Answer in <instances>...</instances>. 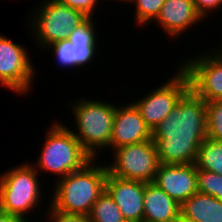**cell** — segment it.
Listing matches in <instances>:
<instances>
[{"instance_id":"10","label":"cell","mask_w":222,"mask_h":222,"mask_svg":"<svg viewBox=\"0 0 222 222\" xmlns=\"http://www.w3.org/2000/svg\"><path fill=\"white\" fill-rule=\"evenodd\" d=\"M214 50L186 59L179 66L189 79L190 89L206 103L222 100V56Z\"/></svg>"},{"instance_id":"29","label":"cell","mask_w":222,"mask_h":222,"mask_svg":"<svg viewBox=\"0 0 222 222\" xmlns=\"http://www.w3.org/2000/svg\"><path fill=\"white\" fill-rule=\"evenodd\" d=\"M215 51H217L222 56V43H221V47L219 46V49L218 50L216 49Z\"/></svg>"},{"instance_id":"28","label":"cell","mask_w":222,"mask_h":222,"mask_svg":"<svg viewBox=\"0 0 222 222\" xmlns=\"http://www.w3.org/2000/svg\"><path fill=\"white\" fill-rule=\"evenodd\" d=\"M0 222H30V221H26L21 217L11 215L7 212L0 210Z\"/></svg>"},{"instance_id":"1","label":"cell","mask_w":222,"mask_h":222,"mask_svg":"<svg viewBox=\"0 0 222 222\" xmlns=\"http://www.w3.org/2000/svg\"><path fill=\"white\" fill-rule=\"evenodd\" d=\"M206 137V102L191 89L152 131L159 164L195 163L199 146Z\"/></svg>"},{"instance_id":"17","label":"cell","mask_w":222,"mask_h":222,"mask_svg":"<svg viewBox=\"0 0 222 222\" xmlns=\"http://www.w3.org/2000/svg\"><path fill=\"white\" fill-rule=\"evenodd\" d=\"M212 196L196 192L180 205V222H211Z\"/></svg>"},{"instance_id":"19","label":"cell","mask_w":222,"mask_h":222,"mask_svg":"<svg viewBox=\"0 0 222 222\" xmlns=\"http://www.w3.org/2000/svg\"><path fill=\"white\" fill-rule=\"evenodd\" d=\"M89 219L90 222H127L106 190L94 202Z\"/></svg>"},{"instance_id":"26","label":"cell","mask_w":222,"mask_h":222,"mask_svg":"<svg viewBox=\"0 0 222 222\" xmlns=\"http://www.w3.org/2000/svg\"><path fill=\"white\" fill-rule=\"evenodd\" d=\"M49 222H90L89 215H75L60 212H48Z\"/></svg>"},{"instance_id":"16","label":"cell","mask_w":222,"mask_h":222,"mask_svg":"<svg viewBox=\"0 0 222 222\" xmlns=\"http://www.w3.org/2000/svg\"><path fill=\"white\" fill-rule=\"evenodd\" d=\"M94 17H88L81 25L76 27L74 31L68 35V41L75 46L76 52V68L89 64L94 59L97 46L96 26Z\"/></svg>"},{"instance_id":"3","label":"cell","mask_w":222,"mask_h":222,"mask_svg":"<svg viewBox=\"0 0 222 222\" xmlns=\"http://www.w3.org/2000/svg\"><path fill=\"white\" fill-rule=\"evenodd\" d=\"M73 102L71 108L77 132L72 130V133L83 149L95 159L99 150L103 151L110 145L117 106L101 99L98 101L82 97L76 103Z\"/></svg>"},{"instance_id":"7","label":"cell","mask_w":222,"mask_h":222,"mask_svg":"<svg viewBox=\"0 0 222 222\" xmlns=\"http://www.w3.org/2000/svg\"><path fill=\"white\" fill-rule=\"evenodd\" d=\"M108 172L120 179L153 182L159 166L157 149L154 141L147 140L116 148Z\"/></svg>"},{"instance_id":"22","label":"cell","mask_w":222,"mask_h":222,"mask_svg":"<svg viewBox=\"0 0 222 222\" xmlns=\"http://www.w3.org/2000/svg\"><path fill=\"white\" fill-rule=\"evenodd\" d=\"M207 138L222 141V100L206 103Z\"/></svg>"},{"instance_id":"5","label":"cell","mask_w":222,"mask_h":222,"mask_svg":"<svg viewBox=\"0 0 222 222\" xmlns=\"http://www.w3.org/2000/svg\"><path fill=\"white\" fill-rule=\"evenodd\" d=\"M38 175L27 162L3 173L0 176V210L28 221L27 214L34 211L42 198Z\"/></svg>"},{"instance_id":"20","label":"cell","mask_w":222,"mask_h":222,"mask_svg":"<svg viewBox=\"0 0 222 222\" xmlns=\"http://www.w3.org/2000/svg\"><path fill=\"white\" fill-rule=\"evenodd\" d=\"M197 189L199 193L211 195L222 202V175L197 169Z\"/></svg>"},{"instance_id":"23","label":"cell","mask_w":222,"mask_h":222,"mask_svg":"<svg viewBox=\"0 0 222 222\" xmlns=\"http://www.w3.org/2000/svg\"><path fill=\"white\" fill-rule=\"evenodd\" d=\"M48 48H50L51 50L53 49V56L57 60L58 64H60L59 66L68 69L76 67L75 46H72L70 41H68L67 39L56 41L46 47V49Z\"/></svg>"},{"instance_id":"27","label":"cell","mask_w":222,"mask_h":222,"mask_svg":"<svg viewBox=\"0 0 222 222\" xmlns=\"http://www.w3.org/2000/svg\"><path fill=\"white\" fill-rule=\"evenodd\" d=\"M211 222H222V202L213 196Z\"/></svg>"},{"instance_id":"9","label":"cell","mask_w":222,"mask_h":222,"mask_svg":"<svg viewBox=\"0 0 222 222\" xmlns=\"http://www.w3.org/2000/svg\"><path fill=\"white\" fill-rule=\"evenodd\" d=\"M23 45L0 34V84L13 92L27 94L32 89L35 71Z\"/></svg>"},{"instance_id":"2","label":"cell","mask_w":222,"mask_h":222,"mask_svg":"<svg viewBox=\"0 0 222 222\" xmlns=\"http://www.w3.org/2000/svg\"><path fill=\"white\" fill-rule=\"evenodd\" d=\"M96 161L92 159L82 169L56 181L48 212L90 214L94 202L105 191L108 174L107 164Z\"/></svg>"},{"instance_id":"13","label":"cell","mask_w":222,"mask_h":222,"mask_svg":"<svg viewBox=\"0 0 222 222\" xmlns=\"http://www.w3.org/2000/svg\"><path fill=\"white\" fill-rule=\"evenodd\" d=\"M105 190L127 222H143L145 182L120 179L108 172Z\"/></svg>"},{"instance_id":"21","label":"cell","mask_w":222,"mask_h":222,"mask_svg":"<svg viewBox=\"0 0 222 222\" xmlns=\"http://www.w3.org/2000/svg\"><path fill=\"white\" fill-rule=\"evenodd\" d=\"M128 2L135 4L134 14L136 18L134 19H136L137 25L144 27L150 21L156 20L165 0H129Z\"/></svg>"},{"instance_id":"4","label":"cell","mask_w":222,"mask_h":222,"mask_svg":"<svg viewBox=\"0 0 222 222\" xmlns=\"http://www.w3.org/2000/svg\"><path fill=\"white\" fill-rule=\"evenodd\" d=\"M52 125L47 130L41 154L33 167L38 173L52 172L60 179L82 169L93 158L83 149L69 126H65L62 121Z\"/></svg>"},{"instance_id":"6","label":"cell","mask_w":222,"mask_h":222,"mask_svg":"<svg viewBox=\"0 0 222 222\" xmlns=\"http://www.w3.org/2000/svg\"><path fill=\"white\" fill-rule=\"evenodd\" d=\"M38 6L36 14L29 17V25L33 30L31 36L34 35L39 47L44 49L56 41L68 39V35L88 18L82 11L58 0H43Z\"/></svg>"},{"instance_id":"8","label":"cell","mask_w":222,"mask_h":222,"mask_svg":"<svg viewBox=\"0 0 222 222\" xmlns=\"http://www.w3.org/2000/svg\"><path fill=\"white\" fill-rule=\"evenodd\" d=\"M175 73L165 84L150 91L137 102H132L151 131L171 114L181 97L190 89L186 73L180 67Z\"/></svg>"},{"instance_id":"11","label":"cell","mask_w":222,"mask_h":222,"mask_svg":"<svg viewBox=\"0 0 222 222\" xmlns=\"http://www.w3.org/2000/svg\"><path fill=\"white\" fill-rule=\"evenodd\" d=\"M153 183L181 205L198 192L196 165L159 164Z\"/></svg>"},{"instance_id":"25","label":"cell","mask_w":222,"mask_h":222,"mask_svg":"<svg viewBox=\"0 0 222 222\" xmlns=\"http://www.w3.org/2000/svg\"><path fill=\"white\" fill-rule=\"evenodd\" d=\"M197 13L202 19L209 15V11L213 12L214 9H219L222 6V0H192ZM207 16V17H205Z\"/></svg>"},{"instance_id":"12","label":"cell","mask_w":222,"mask_h":222,"mask_svg":"<svg viewBox=\"0 0 222 222\" xmlns=\"http://www.w3.org/2000/svg\"><path fill=\"white\" fill-rule=\"evenodd\" d=\"M152 139V131L133 103L116 107L109 148L137 144Z\"/></svg>"},{"instance_id":"15","label":"cell","mask_w":222,"mask_h":222,"mask_svg":"<svg viewBox=\"0 0 222 222\" xmlns=\"http://www.w3.org/2000/svg\"><path fill=\"white\" fill-rule=\"evenodd\" d=\"M143 221L180 222V204L155 183H145Z\"/></svg>"},{"instance_id":"14","label":"cell","mask_w":222,"mask_h":222,"mask_svg":"<svg viewBox=\"0 0 222 222\" xmlns=\"http://www.w3.org/2000/svg\"><path fill=\"white\" fill-rule=\"evenodd\" d=\"M203 20L192 0H165L156 21L170 37L176 38L187 32L193 24Z\"/></svg>"},{"instance_id":"24","label":"cell","mask_w":222,"mask_h":222,"mask_svg":"<svg viewBox=\"0 0 222 222\" xmlns=\"http://www.w3.org/2000/svg\"><path fill=\"white\" fill-rule=\"evenodd\" d=\"M72 9L82 11L86 16L93 17L100 0H58ZM98 2V4H97Z\"/></svg>"},{"instance_id":"18","label":"cell","mask_w":222,"mask_h":222,"mask_svg":"<svg viewBox=\"0 0 222 222\" xmlns=\"http://www.w3.org/2000/svg\"><path fill=\"white\" fill-rule=\"evenodd\" d=\"M195 165L197 169L222 175V141L206 137L199 146Z\"/></svg>"}]
</instances>
